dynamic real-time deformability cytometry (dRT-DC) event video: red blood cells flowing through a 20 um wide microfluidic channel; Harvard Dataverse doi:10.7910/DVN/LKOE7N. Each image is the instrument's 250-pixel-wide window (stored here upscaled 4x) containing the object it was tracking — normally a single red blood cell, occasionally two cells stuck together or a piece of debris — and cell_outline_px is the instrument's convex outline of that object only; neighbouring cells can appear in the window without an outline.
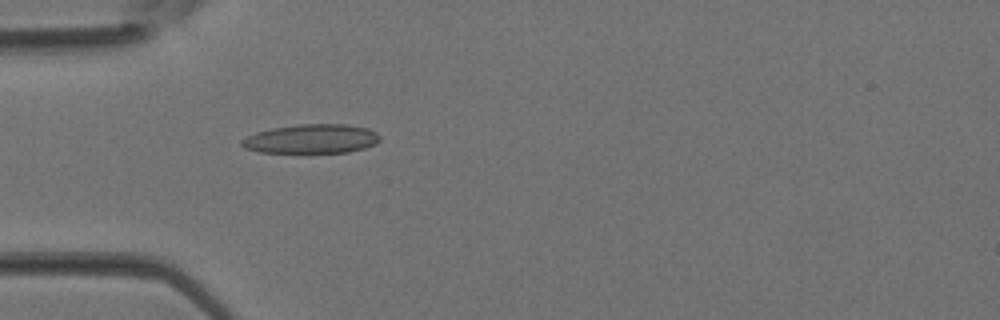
{"species": "Egyptian fruit bat (a non-hibernating species)", "species_latin": "Rousettus aegyptiacus", "temperature_condition": "room temperature", "stored_images_in_passage": 3, "camera_frame_rate_fps": 3000, "um_per_image_px": 0.085, "animal": {"sex": "female"}, "frame": {"image": 1, "passage_image": 3, "time_ms": 0.667, "image_size_px": [1000, 320], "cell_outline_px": [[380, 140], [376, 144], [364, 148], [348, 152], [260, 152], [244, 148], [240, 144], [240, 140], [256, 132], [272, 128], [300, 124], [344, 124], [368, 128], [376, 132], [380, 136]], "centroid_in_image_um": [26.48, 11.8], "position_along_channel_um": 58.5, "area_um2": 23.41}}